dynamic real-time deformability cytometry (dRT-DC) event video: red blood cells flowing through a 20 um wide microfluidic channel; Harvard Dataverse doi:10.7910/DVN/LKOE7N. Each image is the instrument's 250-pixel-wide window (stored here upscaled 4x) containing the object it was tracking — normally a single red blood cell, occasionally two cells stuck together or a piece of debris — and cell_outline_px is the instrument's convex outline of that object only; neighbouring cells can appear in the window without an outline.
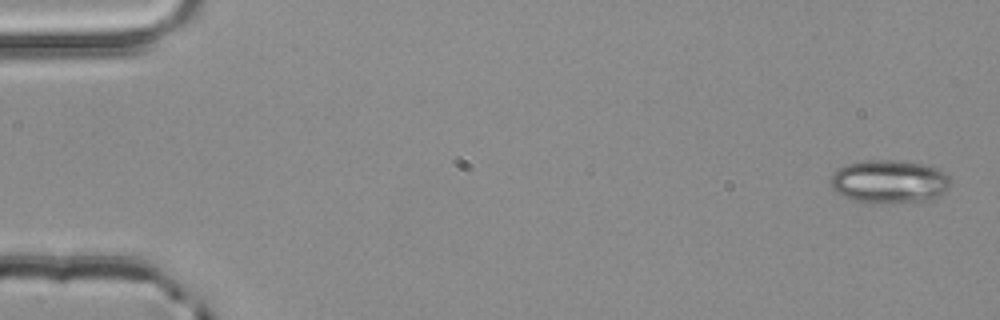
{"species": "common noctule bat (a hibernating species)", "species_latin": "Nyctalus noctula", "temperature_condition": "room temperature", "stored_images_in_passage": 4, "camera_frame_rate_fps": 3000, "um_per_image_px": 0.085, "animal": {"sex": "male", "body_mass_g": 20.4}, "frame": {"image": 1, "passage_image": 1, "time_ms": 0.0, "image_size_px": [1000, 320], "cell_outline_px": [[948, 188], [944, 192], [928, 200], [852, 200], [840, 196], [832, 188], [832, 172], [848, 164], [864, 160], [892, 160], [924, 164], [940, 168], [948, 176]], "centroid_in_image_um": [75.57, 15.38], "position_along_channel_um": 9.4, "area_um2": 29.13}}